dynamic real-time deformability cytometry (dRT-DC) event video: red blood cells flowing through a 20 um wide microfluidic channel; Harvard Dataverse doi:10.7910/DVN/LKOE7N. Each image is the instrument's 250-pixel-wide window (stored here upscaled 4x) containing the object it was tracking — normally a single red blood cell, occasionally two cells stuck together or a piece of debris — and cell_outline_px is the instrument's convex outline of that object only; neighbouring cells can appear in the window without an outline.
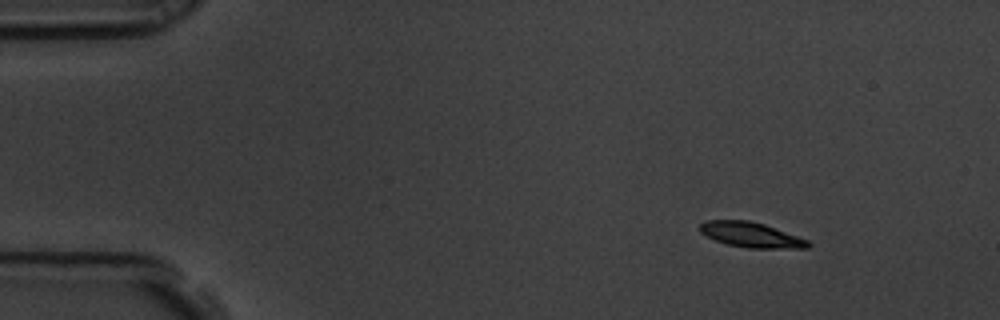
{"species": "common noctule bat (a hibernating species)", "species_latin": "Nyctalus noctula", "temperature_condition": "room temperature", "stored_images_in_passage": 52, "camera_frame_rate_fps": 3000, "um_per_image_px": 0.085, "animal": {"sex": "male", "body_mass_g": 19.5, "forearm_length_mm": 54.6}, "frame": {"image": 1, "passage_image": 1, "time_ms": 0.0, "image_size_px": [1000, 320], "cell_outline_px": [[812, 244], [808, 248], [748, 248], [728, 244], [716, 240], [700, 232], [696, 228], [700, 224], [708, 220], [748, 220], [764, 224], [808, 240]], "centroid_in_image_um": [63.83, 19.95], "position_along_channel_um": 21.2, "area_um2": 15.72}}
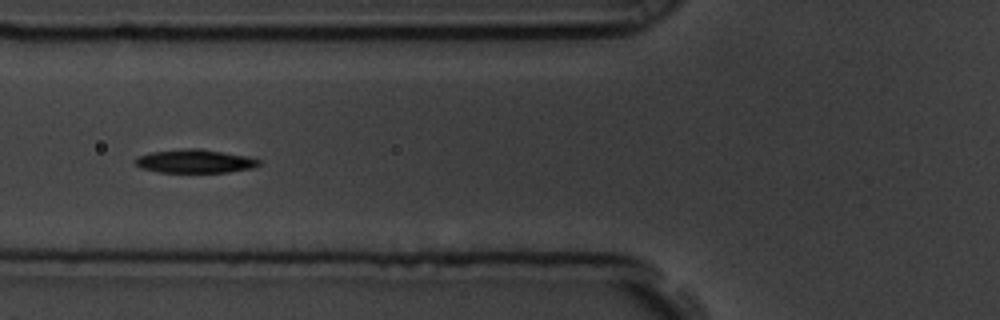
{"frame": {"image": 2, "passage_image": 16, "time_ms": 5.0, "image_size_px": [1000, 320], "cell_outline_px": [[260, 164], [252, 168], [228, 172], [160, 172], [140, 168], [136, 164], [136, 156], [152, 152], [184, 148], [200, 148], [248, 156], [260, 160]], "centroid_in_image_um": [16.57, 13.69], "position_along_channel_um": 109.2, "area_um2": 16.94}}
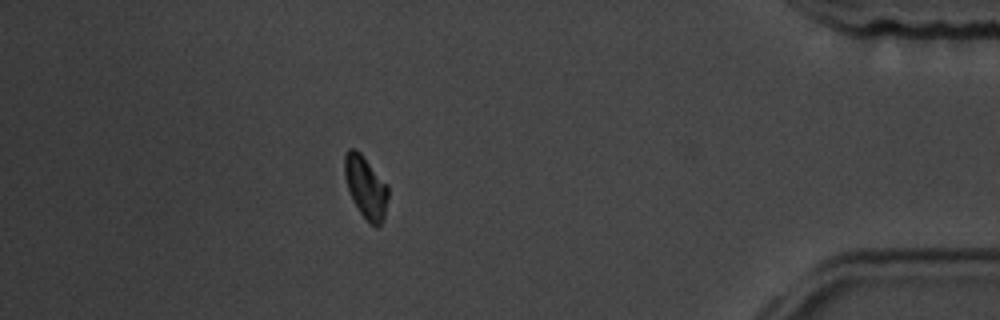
{"frame": {"image": 3, "passage_image": 45, "time_ms": 14.667, "image_size_px": [1000, 320], "cell_outline_px": [[388, 196], [384, 220], [376, 228], [360, 212], [352, 200], [344, 176], [344, 152], [348, 148], [356, 148], [360, 152], [388, 184]], "centroid_in_image_um": [31.08, 15.87], "position_along_channel_um": 404.1, "area_um2": 15.95}, "authors_computed_cell_mechanics": {"area_um2": 16.1262, "velocity_mm_per_s": 3.5248, "shape_relaxation_time_tau1_ms": 2.551, "shape_relaxation_time_tau2_ms": null, "deformation_change_tau1": 0.1238, "deformation_change_tau2": null}}